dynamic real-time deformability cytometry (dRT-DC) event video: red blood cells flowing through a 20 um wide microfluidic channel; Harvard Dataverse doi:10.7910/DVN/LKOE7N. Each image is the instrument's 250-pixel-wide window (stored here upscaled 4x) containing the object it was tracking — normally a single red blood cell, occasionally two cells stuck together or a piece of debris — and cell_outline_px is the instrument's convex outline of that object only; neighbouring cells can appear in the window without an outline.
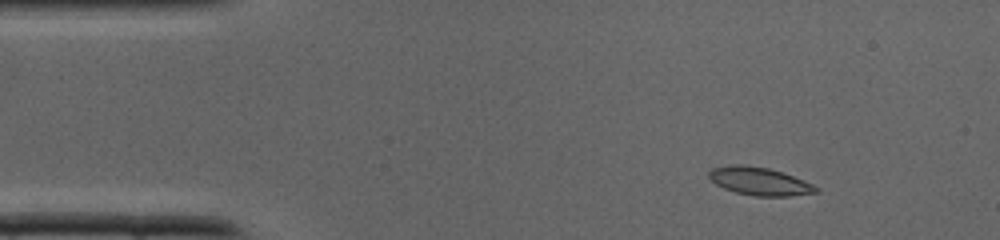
{"species": "common noctule bat (a hibernating species)", "species_latin": "Nyctalus noctula", "temperature_condition": "cold", "stored_images_in_passage": 37, "camera_frame_rate_fps": 3000, "um_per_image_px": 0.085, "animal": {"sex": "male", "body_mass_g": 19.0, "forearm_length_mm": 50.8}, "frame": {"image": 1, "passage_image": 4, "time_ms": 1.0, "image_size_px": [1000, 240], "cell_outline_px": [[820, 192], [788, 196], [756, 196], [736, 192], [724, 188], [716, 184], [708, 176], [708, 172], [712, 168], [728, 164], [740, 164], [768, 168], [784, 172], [804, 180], [820, 188]], "centroid_in_image_um": [64.57, 15.4], "position_along_channel_um": 20.4, "area_um2": 17.57}}
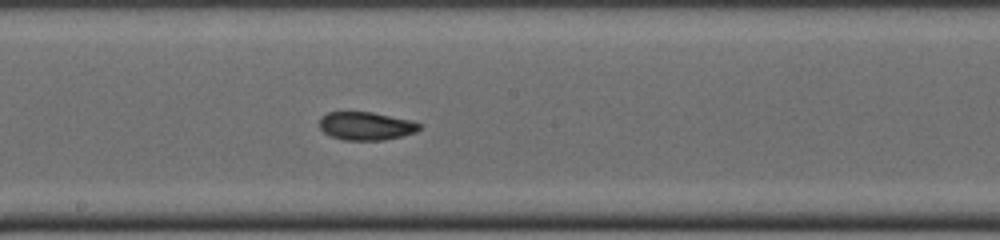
{"frame": {"image": 2, "passage_image": 19, "time_ms": 6.0, "image_size_px": [1000, 240], "cell_outline_px": [[420, 128], [416, 132], [384, 140], [344, 140], [332, 136], [324, 132], [320, 128], [320, 116], [328, 112], [372, 112], [412, 120], [420, 124]], "centroid_in_image_um": [31.1, 10.7], "position_along_channel_um": 217.1, "area_um2": 16.36}}
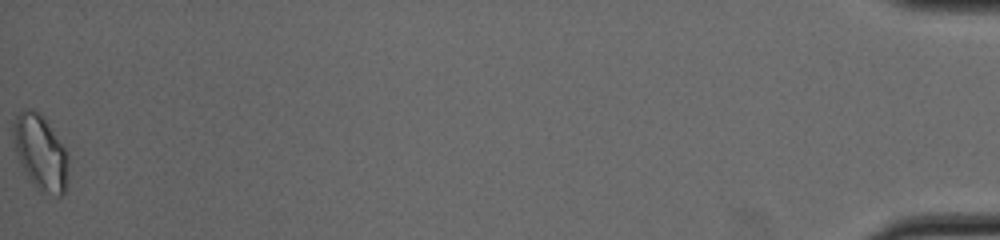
{"frame": {"image": 3, "passage_image": 37, "time_ms": 12.0, "image_size_px": [1000, 240], "cell_outline_px": [[68, 164], [64, 192], [60, 196], [56, 196], [40, 192], [36, 188], [24, 172], [20, 164], [16, 152], [12, 136], [12, 124], [16, 116], [24, 108], [32, 108], [44, 116], [64, 148], [68, 156]], "centroid_in_image_um": [3.41, 12.94], "position_along_channel_um": 431.8, "area_um2": 24.16}}